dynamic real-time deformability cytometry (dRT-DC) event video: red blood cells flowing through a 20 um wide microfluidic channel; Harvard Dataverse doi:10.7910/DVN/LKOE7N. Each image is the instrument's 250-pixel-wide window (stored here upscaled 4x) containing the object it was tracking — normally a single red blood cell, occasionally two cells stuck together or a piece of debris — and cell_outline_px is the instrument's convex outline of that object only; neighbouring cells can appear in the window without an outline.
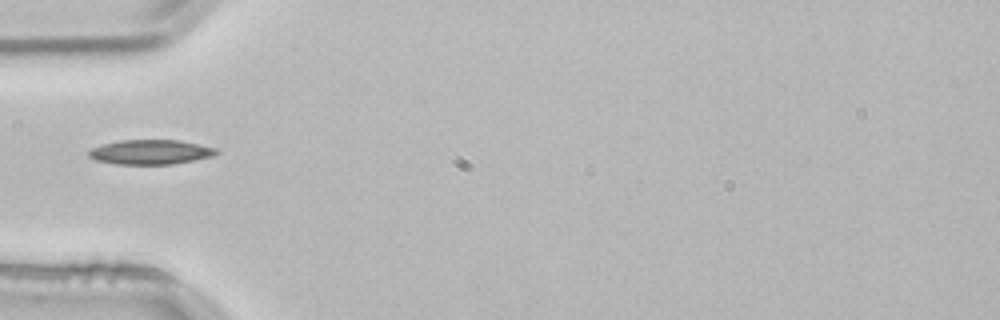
{"species": "common noctule bat (a hibernating species)", "species_latin": "Nyctalus noctula", "temperature_condition": "room temperature", "stored_images_in_passage": 1, "camera_frame_rate_fps": 3000, "um_per_image_px": 0.085, "animal": {"sex": "male", "body_mass_g": 21.5, "forearm_length_mm": 52.0}, "frame": {"image": 1, "passage_image": 1, "time_ms": 0.0, "image_size_px": [1000, 320], "cell_outline_px": [[220, 152], [212, 156], [172, 164], [116, 164], [96, 160], [88, 156], [88, 152], [92, 148], [104, 144], [120, 140], [180, 140], [216, 148]], "centroid_in_image_um": [12.79, 12.92], "position_along_channel_um": 72.2, "area_um2": 18.15}}